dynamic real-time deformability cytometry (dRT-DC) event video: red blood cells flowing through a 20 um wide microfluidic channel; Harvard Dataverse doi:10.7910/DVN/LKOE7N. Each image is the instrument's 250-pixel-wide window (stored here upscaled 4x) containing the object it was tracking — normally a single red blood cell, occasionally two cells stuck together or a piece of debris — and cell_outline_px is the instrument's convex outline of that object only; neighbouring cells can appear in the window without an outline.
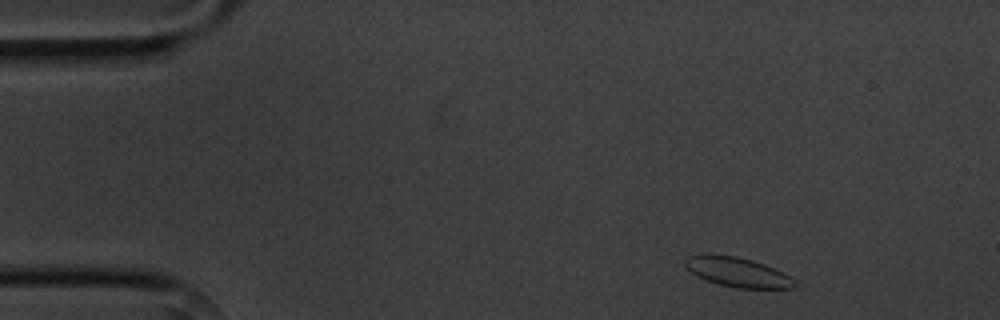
{"species": "common noctule bat (a hibernating species)", "species_latin": "Nyctalus noctula", "temperature_condition": "cold", "stored_images_in_passage": 9, "camera_frame_rate_fps": 3000, "um_per_image_px": 0.085, "animal": {"sex": "male", "body_mass_g": 20.1, "forearm_length_mm": 53.5}, "frame": {"image": 1, "passage_image": 1, "time_ms": 0.0, "image_size_px": [1000, 320], "cell_outline_px": [[796, 284], [792, 288], [736, 288], [720, 284], [696, 276], [684, 268], [684, 260], [688, 256], [704, 252], [736, 256], [752, 260], [764, 264], [796, 280]], "centroid_in_image_um": [62.59, 23.1], "position_along_channel_um": 22.4, "area_um2": 19.02}}
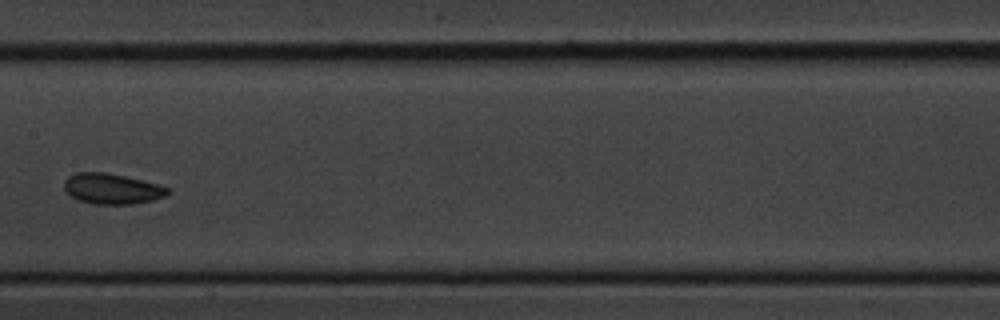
{"frame": {"image": 2, "passage_image": 7, "time_ms": 7.0, "image_size_px": [1000, 320], "cell_outline_px": [[168, 192], [164, 196], [152, 200], [132, 204], [92, 204], [80, 200], [72, 196], [64, 188], [64, 180], [68, 176], [76, 172], [108, 172], [160, 184], [168, 188]], "centroid_in_image_um": [9.5, 16.03], "position_along_channel_um": 197.9, "area_um2": 18.38}}
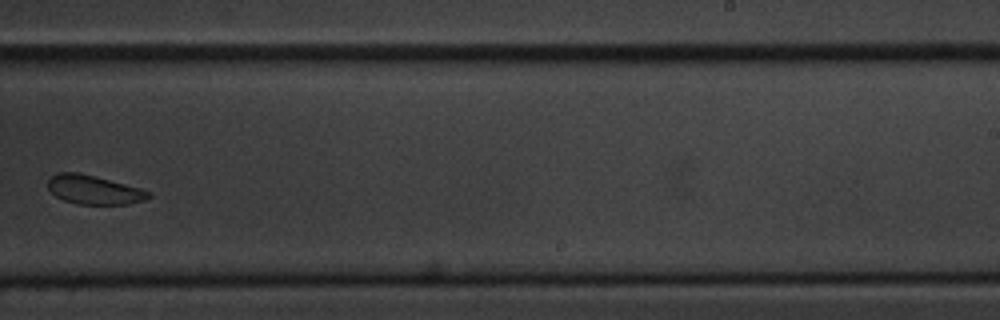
{"frame": {"image": 3, "passage_image": 9, "time_ms": 9.333, "image_size_px": [1000, 320], "cell_outline_px": [[152, 196], [144, 200], [128, 204], [76, 204], [64, 200], [56, 196], [48, 188], [48, 180], [52, 176], [60, 172], [80, 172], [140, 188], [152, 192]], "centroid_in_image_um": [8.0, 16.13], "position_along_channel_um": 281.0, "area_um2": 16.94}}